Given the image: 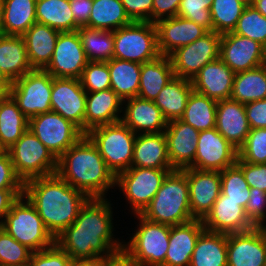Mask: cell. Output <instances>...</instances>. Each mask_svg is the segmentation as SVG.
Wrapping results in <instances>:
<instances>
[{
    "label": "cell",
    "mask_w": 266,
    "mask_h": 266,
    "mask_svg": "<svg viewBox=\"0 0 266 266\" xmlns=\"http://www.w3.org/2000/svg\"><path fill=\"white\" fill-rule=\"evenodd\" d=\"M83 89L97 92L111 88L110 71L107 62H88L79 78Z\"/></svg>",
    "instance_id": "7dc6e473"
},
{
    "label": "cell",
    "mask_w": 266,
    "mask_h": 266,
    "mask_svg": "<svg viewBox=\"0 0 266 266\" xmlns=\"http://www.w3.org/2000/svg\"><path fill=\"white\" fill-rule=\"evenodd\" d=\"M93 0H71L70 8L75 22L80 26H86L89 22Z\"/></svg>",
    "instance_id": "6f0895ef"
},
{
    "label": "cell",
    "mask_w": 266,
    "mask_h": 266,
    "mask_svg": "<svg viewBox=\"0 0 266 266\" xmlns=\"http://www.w3.org/2000/svg\"><path fill=\"white\" fill-rule=\"evenodd\" d=\"M4 151V149L0 146V154Z\"/></svg>",
    "instance_id": "a7ac6f4b"
},
{
    "label": "cell",
    "mask_w": 266,
    "mask_h": 266,
    "mask_svg": "<svg viewBox=\"0 0 266 266\" xmlns=\"http://www.w3.org/2000/svg\"><path fill=\"white\" fill-rule=\"evenodd\" d=\"M266 98V63L235 73L230 99L246 104Z\"/></svg>",
    "instance_id": "8d00e7d4"
},
{
    "label": "cell",
    "mask_w": 266,
    "mask_h": 266,
    "mask_svg": "<svg viewBox=\"0 0 266 266\" xmlns=\"http://www.w3.org/2000/svg\"><path fill=\"white\" fill-rule=\"evenodd\" d=\"M238 159L251 164H266V128L250 129L238 149Z\"/></svg>",
    "instance_id": "bcb514c9"
},
{
    "label": "cell",
    "mask_w": 266,
    "mask_h": 266,
    "mask_svg": "<svg viewBox=\"0 0 266 266\" xmlns=\"http://www.w3.org/2000/svg\"><path fill=\"white\" fill-rule=\"evenodd\" d=\"M136 224L123 239L121 259L130 266H162L169 245L170 226L134 214ZM134 229V230H133ZM132 234V235H131Z\"/></svg>",
    "instance_id": "277c9868"
},
{
    "label": "cell",
    "mask_w": 266,
    "mask_h": 266,
    "mask_svg": "<svg viewBox=\"0 0 266 266\" xmlns=\"http://www.w3.org/2000/svg\"><path fill=\"white\" fill-rule=\"evenodd\" d=\"M3 30V0H0V35Z\"/></svg>",
    "instance_id": "be15d7a7"
},
{
    "label": "cell",
    "mask_w": 266,
    "mask_h": 266,
    "mask_svg": "<svg viewBox=\"0 0 266 266\" xmlns=\"http://www.w3.org/2000/svg\"><path fill=\"white\" fill-rule=\"evenodd\" d=\"M217 101L194 90L190 93L180 120L198 131L215 128Z\"/></svg>",
    "instance_id": "ab89813d"
},
{
    "label": "cell",
    "mask_w": 266,
    "mask_h": 266,
    "mask_svg": "<svg viewBox=\"0 0 266 266\" xmlns=\"http://www.w3.org/2000/svg\"><path fill=\"white\" fill-rule=\"evenodd\" d=\"M23 195L35 207L54 238L74 223L89 198L57 174L24 182Z\"/></svg>",
    "instance_id": "7a4b0ae2"
},
{
    "label": "cell",
    "mask_w": 266,
    "mask_h": 266,
    "mask_svg": "<svg viewBox=\"0 0 266 266\" xmlns=\"http://www.w3.org/2000/svg\"><path fill=\"white\" fill-rule=\"evenodd\" d=\"M253 6L266 17V0H254Z\"/></svg>",
    "instance_id": "6125c7cd"
},
{
    "label": "cell",
    "mask_w": 266,
    "mask_h": 266,
    "mask_svg": "<svg viewBox=\"0 0 266 266\" xmlns=\"http://www.w3.org/2000/svg\"><path fill=\"white\" fill-rule=\"evenodd\" d=\"M152 23L160 19L175 17L181 0H152Z\"/></svg>",
    "instance_id": "9f6ffc18"
},
{
    "label": "cell",
    "mask_w": 266,
    "mask_h": 266,
    "mask_svg": "<svg viewBox=\"0 0 266 266\" xmlns=\"http://www.w3.org/2000/svg\"><path fill=\"white\" fill-rule=\"evenodd\" d=\"M23 195V189H0V225L11 205Z\"/></svg>",
    "instance_id": "680465c9"
},
{
    "label": "cell",
    "mask_w": 266,
    "mask_h": 266,
    "mask_svg": "<svg viewBox=\"0 0 266 266\" xmlns=\"http://www.w3.org/2000/svg\"><path fill=\"white\" fill-rule=\"evenodd\" d=\"M59 33L54 28L36 22L22 35L32 69L44 70L48 66Z\"/></svg>",
    "instance_id": "f1b7e54d"
},
{
    "label": "cell",
    "mask_w": 266,
    "mask_h": 266,
    "mask_svg": "<svg viewBox=\"0 0 266 266\" xmlns=\"http://www.w3.org/2000/svg\"><path fill=\"white\" fill-rule=\"evenodd\" d=\"M202 222L205 230L224 234L241 233L255 228L246 216L245 209L238 202L228 200L222 193Z\"/></svg>",
    "instance_id": "7402d4cb"
},
{
    "label": "cell",
    "mask_w": 266,
    "mask_h": 266,
    "mask_svg": "<svg viewBox=\"0 0 266 266\" xmlns=\"http://www.w3.org/2000/svg\"><path fill=\"white\" fill-rule=\"evenodd\" d=\"M238 150L216 128L200 131L194 162L189 166L198 170L223 171L236 163Z\"/></svg>",
    "instance_id": "9a60e30c"
},
{
    "label": "cell",
    "mask_w": 266,
    "mask_h": 266,
    "mask_svg": "<svg viewBox=\"0 0 266 266\" xmlns=\"http://www.w3.org/2000/svg\"><path fill=\"white\" fill-rule=\"evenodd\" d=\"M71 257L55 242L51 247L33 252L27 266H70Z\"/></svg>",
    "instance_id": "681fc988"
},
{
    "label": "cell",
    "mask_w": 266,
    "mask_h": 266,
    "mask_svg": "<svg viewBox=\"0 0 266 266\" xmlns=\"http://www.w3.org/2000/svg\"><path fill=\"white\" fill-rule=\"evenodd\" d=\"M175 169L131 167L116 175L115 189L125 198L128 214H140L151 202L167 174ZM131 213V214H130Z\"/></svg>",
    "instance_id": "ba28073f"
},
{
    "label": "cell",
    "mask_w": 266,
    "mask_h": 266,
    "mask_svg": "<svg viewBox=\"0 0 266 266\" xmlns=\"http://www.w3.org/2000/svg\"><path fill=\"white\" fill-rule=\"evenodd\" d=\"M85 135L115 176L131 168L136 134L122 121L94 127Z\"/></svg>",
    "instance_id": "52a82bcc"
},
{
    "label": "cell",
    "mask_w": 266,
    "mask_h": 266,
    "mask_svg": "<svg viewBox=\"0 0 266 266\" xmlns=\"http://www.w3.org/2000/svg\"><path fill=\"white\" fill-rule=\"evenodd\" d=\"M36 21L56 31L74 32L80 27L74 20L70 2L66 0H37Z\"/></svg>",
    "instance_id": "d590c367"
},
{
    "label": "cell",
    "mask_w": 266,
    "mask_h": 266,
    "mask_svg": "<svg viewBox=\"0 0 266 266\" xmlns=\"http://www.w3.org/2000/svg\"><path fill=\"white\" fill-rule=\"evenodd\" d=\"M131 167L174 169L164 132L136 134Z\"/></svg>",
    "instance_id": "83f0119b"
},
{
    "label": "cell",
    "mask_w": 266,
    "mask_h": 266,
    "mask_svg": "<svg viewBox=\"0 0 266 266\" xmlns=\"http://www.w3.org/2000/svg\"><path fill=\"white\" fill-rule=\"evenodd\" d=\"M160 55L169 56L176 49L189 45L208 31L194 21L179 16L160 19L154 23Z\"/></svg>",
    "instance_id": "ffe728a7"
},
{
    "label": "cell",
    "mask_w": 266,
    "mask_h": 266,
    "mask_svg": "<svg viewBox=\"0 0 266 266\" xmlns=\"http://www.w3.org/2000/svg\"><path fill=\"white\" fill-rule=\"evenodd\" d=\"M0 68L12 82L33 70L22 36L0 35Z\"/></svg>",
    "instance_id": "f546056e"
},
{
    "label": "cell",
    "mask_w": 266,
    "mask_h": 266,
    "mask_svg": "<svg viewBox=\"0 0 266 266\" xmlns=\"http://www.w3.org/2000/svg\"><path fill=\"white\" fill-rule=\"evenodd\" d=\"M109 266H130L129 264L125 263L121 258L116 261L111 263Z\"/></svg>",
    "instance_id": "e7e4bbea"
},
{
    "label": "cell",
    "mask_w": 266,
    "mask_h": 266,
    "mask_svg": "<svg viewBox=\"0 0 266 266\" xmlns=\"http://www.w3.org/2000/svg\"><path fill=\"white\" fill-rule=\"evenodd\" d=\"M175 76L170 58L160 55L142 64L138 97L154 101L164 86Z\"/></svg>",
    "instance_id": "4dcf8cb0"
},
{
    "label": "cell",
    "mask_w": 266,
    "mask_h": 266,
    "mask_svg": "<svg viewBox=\"0 0 266 266\" xmlns=\"http://www.w3.org/2000/svg\"><path fill=\"white\" fill-rule=\"evenodd\" d=\"M119 259H72L70 266H109L111 263L118 261Z\"/></svg>",
    "instance_id": "91938a15"
},
{
    "label": "cell",
    "mask_w": 266,
    "mask_h": 266,
    "mask_svg": "<svg viewBox=\"0 0 266 266\" xmlns=\"http://www.w3.org/2000/svg\"><path fill=\"white\" fill-rule=\"evenodd\" d=\"M112 201L111 197L88 198L74 223L55 238L71 259H120L124 235L117 236L120 228L114 227L118 225L114 209L118 208Z\"/></svg>",
    "instance_id": "6da1fadb"
},
{
    "label": "cell",
    "mask_w": 266,
    "mask_h": 266,
    "mask_svg": "<svg viewBox=\"0 0 266 266\" xmlns=\"http://www.w3.org/2000/svg\"><path fill=\"white\" fill-rule=\"evenodd\" d=\"M245 7L238 0H212L210 13L213 31L221 35L233 32Z\"/></svg>",
    "instance_id": "b9f144b4"
},
{
    "label": "cell",
    "mask_w": 266,
    "mask_h": 266,
    "mask_svg": "<svg viewBox=\"0 0 266 266\" xmlns=\"http://www.w3.org/2000/svg\"><path fill=\"white\" fill-rule=\"evenodd\" d=\"M132 22L121 0H93L89 22L86 27L115 31Z\"/></svg>",
    "instance_id": "f35d334b"
},
{
    "label": "cell",
    "mask_w": 266,
    "mask_h": 266,
    "mask_svg": "<svg viewBox=\"0 0 266 266\" xmlns=\"http://www.w3.org/2000/svg\"><path fill=\"white\" fill-rule=\"evenodd\" d=\"M164 133L171 166L179 170L188 168L195 160L200 131L176 119L168 122Z\"/></svg>",
    "instance_id": "44dd1931"
},
{
    "label": "cell",
    "mask_w": 266,
    "mask_h": 266,
    "mask_svg": "<svg viewBox=\"0 0 266 266\" xmlns=\"http://www.w3.org/2000/svg\"><path fill=\"white\" fill-rule=\"evenodd\" d=\"M190 266H227V234L204 230L196 242Z\"/></svg>",
    "instance_id": "d6a6232c"
},
{
    "label": "cell",
    "mask_w": 266,
    "mask_h": 266,
    "mask_svg": "<svg viewBox=\"0 0 266 266\" xmlns=\"http://www.w3.org/2000/svg\"><path fill=\"white\" fill-rule=\"evenodd\" d=\"M215 128L238 150L250 132L245 105L232 99L218 101Z\"/></svg>",
    "instance_id": "d4e9b609"
},
{
    "label": "cell",
    "mask_w": 266,
    "mask_h": 266,
    "mask_svg": "<svg viewBox=\"0 0 266 266\" xmlns=\"http://www.w3.org/2000/svg\"><path fill=\"white\" fill-rule=\"evenodd\" d=\"M56 174L89 198L110 197V192L118 191L116 176L86 135L57 159Z\"/></svg>",
    "instance_id": "3957f363"
},
{
    "label": "cell",
    "mask_w": 266,
    "mask_h": 266,
    "mask_svg": "<svg viewBox=\"0 0 266 266\" xmlns=\"http://www.w3.org/2000/svg\"><path fill=\"white\" fill-rule=\"evenodd\" d=\"M12 82H0V102H2L8 95Z\"/></svg>",
    "instance_id": "94428289"
},
{
    "label": "cell",
    "mask_w": 266,
    "mask_h": 266,
    "mask_svg": "<svg viewBox=\"0 0 266 266\" xmlns=\"http://www.w3.org/2000/svg\"><path fill=\"white\" fill-rule=\"evenodd\" d=\"M238 1L242 2L246 6H252L254 3V0H238Z\"/></svg>",
    "instance_id": "003e7915"
},
{
    "label": "cell",
    "mask_w": 266,
    "mask_h": 266,
    "mask_svg": "<svg viewBox=\"0 0 266 266\" xmlns=\"http://www.w3.org/2000/svg\"><path fill=\"white\" fill-rule=\"evenodd\" d=\"M220 40L221 34L208 31L189 45L176 49L168 56L175 76L191 81L203 66L219 58Z\"/></svg>",
    "instance_id": "4fadbf2b"
},
{
    "label": "cell",
    "mask_w": 266,
    "mask_h": 266,
    "mask_svg": "<svg viewBox=\"0 0 266 266\" xmlns=\"http://www.w3.org/2000/svg\"><path fill=\"white\" fill-rule=\"evenodd\" d=\"M111 89L122 101L138 97L142 64L133 61L112 58L108 62Z\"/></svg>",
    "instance_id": "836d02e7"
},
{
    "label": "cell",
    "mask_w": 266,
    "mask_h": 266,
    "mask_svg": "<svg viewBox=\"0 0 266 266\" xmlns=\"http://www.w3.org/2000/svg\"><path fill=\"white\" fill-rule=\"evenodd\" d=\"M219 58L238 73L265 64V47L255 40L229 32L221 35Z\"/></svg>",
    "instance_id": "2e32d148"
},
{
    "label": "cell",
    "mask_w": 266,
    "mask_h": 266,
    "mask_svg": "<svg viewBox=\"0 0 266 266\" xmlns=\"http://www.w3.org/2000/svg\"><path fill=\"white\" fill-rule=\"evenodd\" d=\"M266 233L262 227L227 234V266H265Z\"/></svg>",
    "instance_id": "d6986e66"
},
{
    "label": "cell",
    "mask_w": 266,
    "mask_h": 266,
    "mask_svg": "<svg viewBox=\"0 0 266 266\" xmlns=\"http://www.w3.org/2000/svg\"><path fill=\"white\" fill-rule=\"evenodd\" d=\"M220 176L221 193L226 195L228 200L238 202L245 209L250 196V187L242 169L235 163L220 171Z\"/></svg>",
    "instance_id": "7bdbcfd3"
},
{
    "label": "cell",
    "mask_w": 266,
    "mask_h": 266,
    "mask_svg": "<svg viewBox=\"0 0 266 266\" xmlns=\"http://www.w3.org/2000/svg\"><path fill=\"white\" fill-rule=\"evenodd\" d=\"M189 184L190 210L194 219L203 220L221 193L220 171L181 169Z\"/></svg>",
    "instance_id": "ac0fdd59"
},
{
    "label": "cell",
    "mask_w": 266,
    "mask_h": 266,
    "mask_svg": "<svg viewBox=\"0 0 266 266\" xmlns=\"http://www.w3.org/2000/svg\"><path fill=\"white\" fill-rule=\"evenodd\" d=\"M7 151L15 173L23 183L56 174L57 159L29 129Z\"/></svg>",
    "instance_id": "9c48e42d"
},
{
    "label": "cell",
    "mask_w": 266,
    "mask_h": 266,
    "mask_svg": "<svg viewBox=\"0 0 266 266\" xmlns=\"http://www.w3.org/2000/svg\"><path fill=\"white\" fill-rule=\"evenodd\" d=\"M28 129L56 159L85 135L73 122L53 111L30 118Z\"/></svg>",
    "instance_id": "7c38bea8"
},
{
    "label": "cell",
    "mask_w": 266,
    "mask_h": 266,
    "mask_svg": "<svg viewBox=\"0 0 266 266\" xmlns=\"http://www.w3.org/2000/svg\"><path fill=\"white\" fill-rule=\"evenodd\" d=\"M121 121L135 134L164 132L168 125L154 101L139 97L123 101Z\"/></svg>",
    "instance_id": "603a6c76"
},
{
    "label": "cell",
    "mask_w": 266,
    "mask_h": 266,
    "mask_svg": "<svg viewBox=\"0 0 266 266\" xmlns=\"http://www.w3.org/2000/svg\"><path fill=\"white\" fill-rule=\"evenodd\" d=\"M158 56L160 54L154 23L133 21L114 31L113 58L143 64Z\"/></svg>",
    "instance_id": "30bf717a"
},
{
    "label": "cell",
    "mask_w": 266,
    "mask_h": 266,
    "mask_svg": "<svg viewBox=\"0 0 266 266\" xmlns=\"http://www.w3.org/2000/svg\"><path fill=\"white\" fill-rule=\"evenodd\" d=\"M192 90L193 86L190 80L174 76L163 87L154 103L162 111L164 118L168 122L180 119Z\"/></svg>",
    "instance_id": "1f68e13d"
},
{
    "label": "cell",
    "mask_w": 266,
    "mask_h": 266,
    "mask_svg": "<svg viewBox=\"0 0 266 266\" xmlns=\"http://www.w3.org/2000/svg\"><path fill=\"white\" fill-rule=\"evenodd\" d=\"M29 127V119L8 95L0 102V146L8 150Z\"/></svg>",
    "instance_id": "74e56055"
},
{
    "label": "cell",
    "mask_w": 266,
    "mask_h": 266,
    "mask_svg": "<svg viewBox=\"0 0 266 266\" xmlns=\"http://www.w3.org/2000/svg\"><path fill=\"white\" fill-rule=\"evenodd\" d=\"M53 77L46 71L33 69L12 82L9 95L28 118L52 111Z\"/></svg>",
    "instance_id": "8fae6325"
},
{
    "label": "cell",
    "mask_w": 266,
    "mask_h": 266,
    "mask_svg": "<svg viewBox=\"0 0 266 266\" xmlns=\"http://www.w3.org/2000/svg\"><path fill=\"white\" fill-rule=\"evenodd\" d=\"M37 0H3V35L22 36L36 23Z\"/></svg>",
    "instance_id": "e575fe53"
},
{
    "label": "cell",
    "mask_w": 266,
    "mask_h": 266,
    "mask_svg": "<svg viewBox=\"0 0 266 266\" xmlns=\"http://www.w3.org/2000/svg\"><path fill=\"white\" fill-rule=\"evenodd\" d=\"M77 32L88 62H108L113 58L114 31L82 26Z\"/></svg>",
    "instance_id": "60d3db41"
},
{
    "label": "cell",
    "mask_w": 266,
    "mask_h": 266,
    "mask_svg": "<svg viewBox=\"0 0 266 266\" xmlns=\"http://www.w3.org/2000/svg\"><path fill=\"white\" fill-rule=\"evenodd\" d=\"M140 215L147 220L168 226L193 220L186 174L179 169L169 172L160 189Z\"/></svg>",
    "instance_id": "5b68a950"
},
{
    "label": "cell",
    "mask_w": 266,
    "mask_h": 266,
    "mask_svg": "<svg viewBox=\"0 0 266 266\" xmlns=\"http://www.w3.org/2000/svg\"><path fill=\"white\" fill-rule=\"evenodd\" d=\"M87 92L80 80L53 77L51 109L73 122L84 132Z\"/></svg>",
    "instance_id": "e0dca14e"
},
{
    "label": "cell",
    "mask_w": 266,
    "mask_h": 266,
    "mask_svg": "<svg viewBox=\"0 0 266 266\" xmlns=\"http://www.w3.org/2000/svg\"><path fill=\"white\" fill-rule=\"evenodd\" d=\"M245 213L255 227L264 226L266 224V192L258 188H250Z\"/></svg>",
    "instance_id": "f907efd6"
},
{
    "label": "cell",
    "mask_w": 266,
    "mask_h": 266,
    "mask_svg": "<svg viewBox=\"0 0 266 266\" xmlns=\"http://www.w3.org/2000/svg\"><path fill=\"white\" fill-rule=\"evenodd\" d=\"M204 230L199 219L170 226L169 245L162 266H190L196 242Z\"/></svg>",
    "instance_id": "4316f807"
},
{
    "label": "cell",
    "mask_w": 266,
    "mask_h": 266,
    "mask_svg": "<svg viewBox=\"0 0 266 266\" xmlns=\"http://www.w3.org/2000/svg\"><path fill=\"white\" fill-rule=\"evenodd\" d=\"M211 5L212 0H181L177 16L194 21L207 31H213Z\"/></svg>",
    "instance_id": "c3c4849f"
},
{
    "label": "cell",
    "mask_w": 266,
    "mask_h": 266,
    "mask_svg": "<svg viewBox=\"0 0 266 266\" xmlns=\"http://www.w3.org/2000/svg\"><path fill=\"white\" fill-rule=\"evenodd\" d=\"M232 33L255 40L265 47L266 17L253 5L246 6Z\"/></svg>",
    "instance_id": "ee69618b"
},
{
    "label": "cell",
    "mask_w": 266,
    "mask_h": 266,
    "mask_svg": "<svg viewBox=\"0 0 266 266\" xmlns=\"http://www.w3.org/2000/svg\"><path fill=\"white\" fill-rule=\"evenodd\" d=\"M0 227L33 252L55 243V238L46 229L35 207L24 195L11 205Z\"/></svg>",
    "instance_id": "8992f818"
},
{
    "label": "cell",
    "mask_w": 266,
    "mask_h": 266,
    "mask_svg": "<svg viewBox=\"0 0 266 266\" xmlns=\"http://www.w3.org/2000/svg\"><path fill=\"white\" fill-rule=\"evenodd\" d=\"M262 228L264 229V231L266 233V224L264 226H262Z\"/></svg>",
    "instance_id": "89a4df30"
},
{
    "label": "cell",
    "mask_w": 266,
    "mask_h": 266,
    "mask_svg": "<svg viewBox=\"0 0 266 266\" xmlns=\"http://www.w3.org/2000/svg\"><path fill=\"white\" fill-rule=\"evenodd\" d=\"M23 181L16 175L7 150L0 154V189H23Z\"/></svg>",
    "instance_id": "816d5d0a"
},
{
    "label": "cell",
    "mask_w": 266,
    "mask_h": 266,
    "mask_svg": "<svg viewBox=\"0 0 266 266\" xmlns=\"http://www.w3.org/2000/svg\"><path fill=\"white\" fill-rule=\"evenodd\" d=\"M132 21L152 22V0H121Z\"/></svg>",
    "instance_id": "db71d44e"
},
{
    "label": "cell",
    "mask_w": 266,
    "mask_h": 266,
    "mask_svg": "<svg viewBox=\"0 0 266 266\" xmlns=\"http://www.w3.org/2000/svg\"><path fill=\"white\" fill-rule=\"evenodd\" d=\"M32 253L0 227V266H27Z\"/></svg>",
    "instance_id": "f6af8a7d"
},
{
    "label": "cell",
    "mask_w": 266,
    "mask_h": 266,
    "mask_svg": "<svg viewBox=\"0 0 266 266\" xmlns=\"http://www.w3.org/2000/svg\"><path fill=\"white\" fill-rule=\"evenodd\" d=\"M88 60L77 31L59 33L48 66L52 77L79 79Z\"/></svg>",
    "instance_id": "5bb4252c"
},
{
    "label": "cell",
    "mask_w": 266,
    "mask_h": 266,
    "mask_svg": "<svg viewBox=\"0 0 266 266\" xmlns=\"http://www.w3.org/2000/svg\"><path fill=\"white\" fill-rule=\"evenodd\" d=\"M123 101L111 89L87 93L84 133L100 125L121 121Z\"/></svg>",
    "instance_id": "484cf974"
},
{
    "label": "cell",
    "mask_w": 266,
    "mask_h": 266,
    "mask_svg": "<svg viewBox=\"0 0 266 266\" xmlns=\"http://www.w3.org/2000/svg\"><path fill=\"white\" fill-rule=\"evenodd\" d=\"M0 82H12L1 70L0 68Z\"/></svg>",
    "instance_id": "03108f58"
},
{
    "label": "cell",
    "mask_w": 266,
    "mask_h": 266,
    "mask_svg": "<svg viewBox=\"0 0 266 266\" xmlns=\"http://www.w3.org/2000/svg\"><path fill=\"white\" fill-rule=\"evenodd\" d=\"M244 105L250 129L266 128V98Z\"/></svg>",
    "instance_id": "11a10c76"
},
{
    "label": "cell",
    "mask_w": 266,
    "mask_h": 266,
    "mask_svg": "<svg viewBox=\"0 0 266 266\" xmlns=\"http://www.w3.org/2000/svg\"><path fill=\"white\" fill-rule=\"evenodd\" d=\"M236 164L242 169L250 188L266 192V164H251L238 158Z\"/></svg>",
    "instance_id": "f5cc1de1"
},
{
    "label": "cell",
    "mask_w": 266,
    "mask_h": 266,
    "mask_svg": "<svg viewBox=\"0 0 266 266\" xmlns=\"http://www.w3.org/2000/svg\"><path fill=\"white\" fill-rule=\"evenodd\" d=\"M235 73L220 58L207 63L191 80L193 90L215 101L230 99Z\"/></svg>",
    "instance_id": "cb8c5ba5"
}]
</instances>
